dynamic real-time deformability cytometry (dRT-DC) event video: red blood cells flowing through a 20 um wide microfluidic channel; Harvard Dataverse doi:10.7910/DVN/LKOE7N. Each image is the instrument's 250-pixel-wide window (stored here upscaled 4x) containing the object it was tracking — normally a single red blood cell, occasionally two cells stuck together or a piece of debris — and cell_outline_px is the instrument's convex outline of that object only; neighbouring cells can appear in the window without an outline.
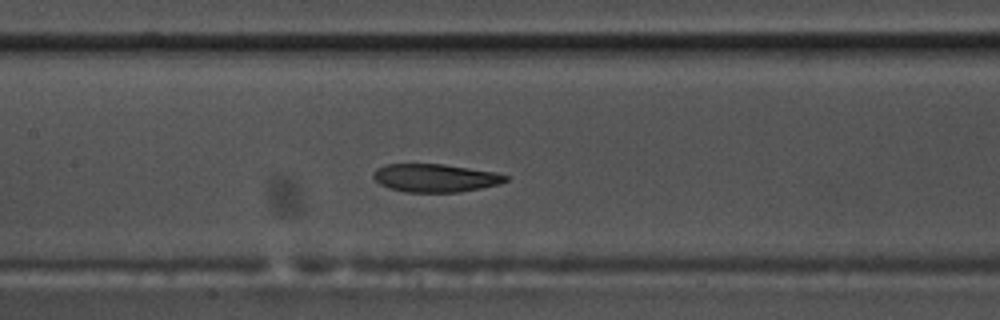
{"species": "common noctule bat (a hibernating species)", "species_latin": "Nyctalus noctula", "temperature_condition": "warm", "stored_images_in_passage": 56, "camera_frame_rate_fps": 3000, "um_per_image_px": 0.085, "animal": {"sex": "male", "body_mass_g": 17.5, "forearm_length_mm": 52.3}, "frame": {"image": 1, "passage_image": 25, "time_ms": 8.0, "image_size_px": [1000, 320], "cell_outline_px": [[508, 180], [500, 184], [460, 192], [404, 192], [388, 188], [380, 184], [372, 176], [376, 168], [384, 164], [444, 164], [492, 172], [508, 176]], "centroid_in_image_um": [36.95, 15.13], "position_along_channel_um": 170.4, "area_um2": 21.62}}
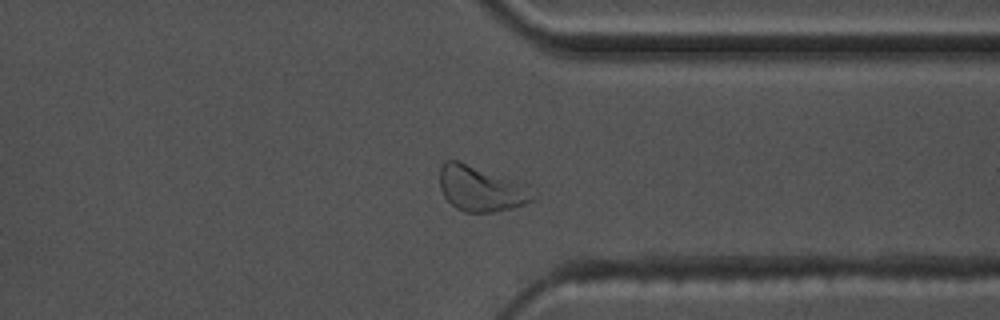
{"frame": {"image": 2, "passage_image": 42, "time_ms": 13.667, "image_size_px": [1000, 320], "cell_outline_px": [[532, 200], [524, 204], [512, 208], [492, 212], [464, 212], [456, 208], [444, 196], [440, 188], [440, 164], [444, 160], [456, 160], [532, 184]], "centroid_in_image_um": [40.9, 16.01], "position_along_channel_um": 370.5, "area_um2": 24.97}}
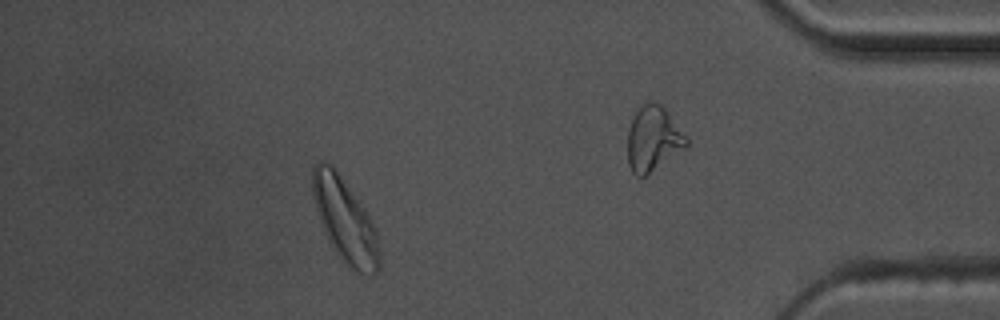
{"frame": {"image": 3, "passage_image": 49, "time_ms": 16.0, "image_size_px": [1000, 320], "cell_outline_px": [[380, 268], [372, 276], [368, 276], [356, 272], [348, 268], [336, 252], [328, 240], [316, 212], [312, 196], [312, 168], [316, 164], [332, 164], [364, 208], [372, 220], [376, 232], [380, 252]], "centroid_in_image_um": [29.34, 18.79], "position_along_channel_um": 405.9, "area_um2": 32.66}, "authors_computed_cell_mechanics": {"area_um2": 23.4668, "velocity_mm_per_s": 3.5543, "shape_relaxation_time_tau1_ms": 3.4827, "shape_relaxation_time_tau2_ms": 1.8443, "deformation_change_tau1": 0.1468, "deformation_change_tau2": 0.0863}}